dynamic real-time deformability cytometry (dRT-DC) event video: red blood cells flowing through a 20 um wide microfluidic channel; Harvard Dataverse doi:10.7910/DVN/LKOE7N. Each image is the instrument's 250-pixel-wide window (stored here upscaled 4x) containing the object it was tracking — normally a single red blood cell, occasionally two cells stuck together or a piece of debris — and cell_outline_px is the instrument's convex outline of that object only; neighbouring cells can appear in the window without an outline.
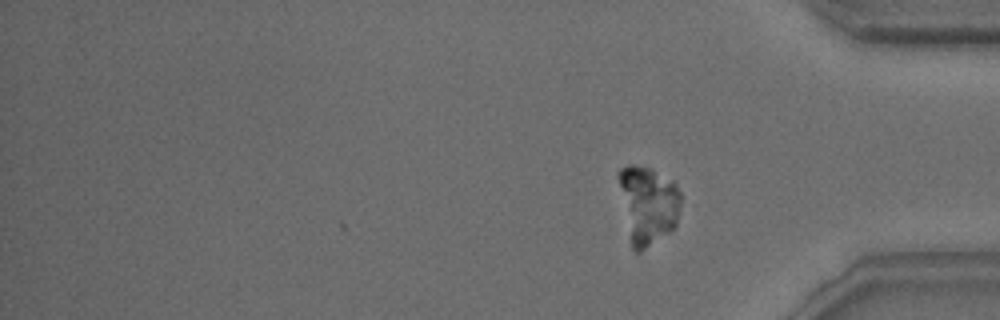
{"species": "common noctule bat (a hibernating species)", "species_latin": "Nyctalus noctula", "temperature_condition": "warm", "stored_images_in_passage": 30, "camera_frame_rate_fps": 3000, "um_per_image_px": 0.085, "animal": {"sex": "male", "body_mass_g": 15.6}, "frame": {"image": 1, "passage_image": 30, "time_ms": 9.667, "image_size_px": [1000, 320], "cell_outline_px": [[680, 204], [676, 224], [668, 232], [640, 252], [636, 252], [632, 248], [616, 176], [616, 172], [620, 168], [628, 164], [632, 164], [652, 168], [672, 180], [676, 184], [680, 192]], "centroid_in_image_um": [55.04, 17.33], "position_along_channel_um": 380.2, "area_um2": 28.26}}